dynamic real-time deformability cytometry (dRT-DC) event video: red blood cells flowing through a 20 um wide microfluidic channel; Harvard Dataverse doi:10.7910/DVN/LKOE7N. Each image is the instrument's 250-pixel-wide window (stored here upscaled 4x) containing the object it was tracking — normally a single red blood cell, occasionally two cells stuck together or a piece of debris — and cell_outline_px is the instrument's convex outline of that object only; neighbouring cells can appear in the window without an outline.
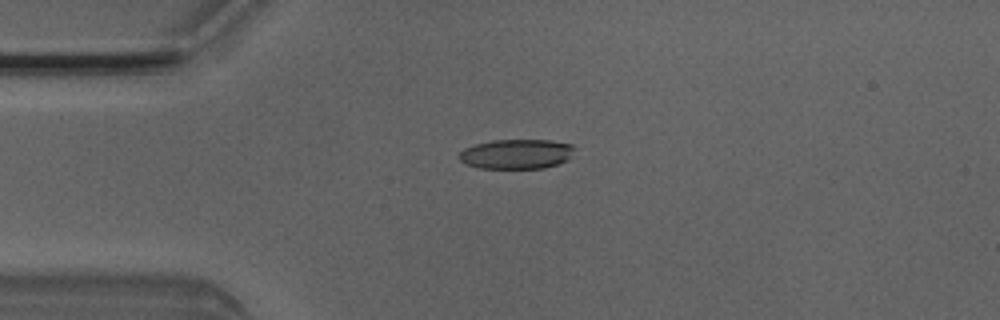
{"species": "Egyptian fruit bat (a non-hibernating species)", "species_latin": "Rousettus aegyptiacus", "temperature_condition": "room temperature", "stored_images_in_passage": 6, "camera_frame_rate_fps": 3000, "um_per_image_px": 0.085, "animal": {"sex": "male"}, "frame": {"image": 1, "passage_image": 3, "time_ms": 0.667, "image_size_px": [1000, 320], "cell_outline_px": [[576, 148], [568, 160], [544, 168], [480, 168], [464, 164], [460, 160], [460, 152], [464, 148], [476, 144], [492, 140], [548, 140], [572, 144]], "centroid_in_image_um": [43.91, 13.09], "position_along_channel_um": 41.1, "area_um2": 20.0}}
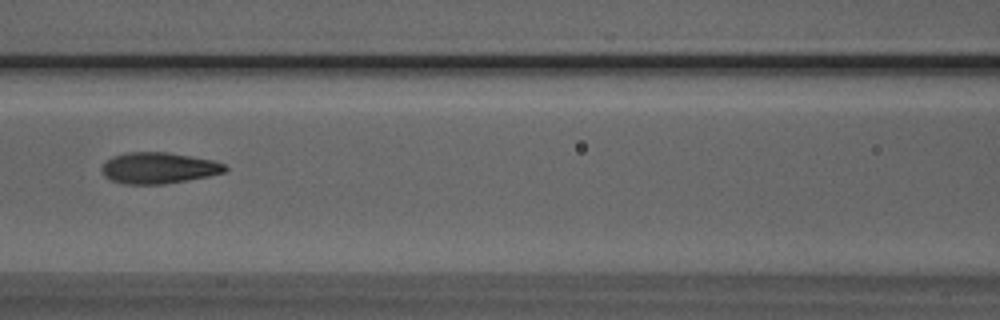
{"frame": {"image": 2, "passage_image": 6, "time_ms": 1.667, "image_size_px": [1000, 320], "cell_outline_px": [[228, 168], [224, 172], [208, 176], [188, 180], [164, 184], [124, 184], [112, 180], [104, 176], [100, 168], [104, 160], [112, 156], [128, 152], [164, 152], [212, 160], [224, 164]], "centroid_in_image_um": [13.42, 14.28], "position_along_channel_um": 153.2, "area_um2": 22.37}}